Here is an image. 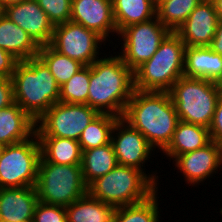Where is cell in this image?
<instances>
[{
  "mask_svg": "<svg viewBox=\"0 0 222 222\" xmlns=\"http://www.w3.org/2000/svg\"><path fill=\"white\" fill-rule=\"evenodd\" d=\"M14 103L13 83L11 78L0 77V110Z\"/></svg>",
  "mask_w": 222,
  "mask_h": 222,
  "instance_id": "cell-34",
  "label": "cell"
},
{
  "mask_svg": "<svg viewBox=\"0 0 222 222\" xmlns=\"http://www.w3.org/2000/svg\"><path fill=\"white\" fill-rule=\"evenodd\" d=\"M218 21L213 1L202 0L176 33L185 46H209L216 33Z\"/></svg>",
  "mask_w": 222,
  "mask_h": 222,
  "instance_id": "cell-16",
  "label": "cell"
},
{
  "mask_svg": "<svg viewBox=\"0 0 222 222\" xmlns=\"http://www.w3.org/2000/svg\"><path fill=\"white\" fill-rule=\"evenodd\" d=\"M41 147L39 162L60 165H81L82 150L77 140L59 137H38Z\"/></svg>",
  "mask_w": 222,
  "mask_h": 222,
  "instance_id": "cell-22",
  "label": "cell"
},
{
  "mask_svg": "<svg viewBox=\"0 0 222 222\" xmlns=\"http://www.w3.org/2000/svg\"><path fill=\"white\" fill-rule=\"evenodd\" d=\"M151 173L146 174L135 167L117 165L93 181L88 186V193L114 208L138 204L159 190V177L156 171Z\"/></svg>",
  "mask_w": 222,
  "mask_h": 222,
  "instance_id": "cell-4",
  "label": "cell"
},
{
  "mask_svg": "<svg viewBox=\"0 0 222 222\" xmlns=\"http://www.w3.org/2000/svg\"><path fill=\"white\" fill-rule=\"evenodd\" d=\"M36 123L16 103L0 110V143L15 144L30 138L35 133Z\"/></svg>",
  "mask_w": 222,
  "mask_h": 222,
  "instance_id": "cell-20",
  "label": "cell"
},
{
  "mask_svg": "<svg viewBox=\"0 0 222 222\" xmlns=\"http://www.w3.org/2000/svg\"><path fill=\"white\" fill-rule=\"evenodd\" d=\"M54 26L70 21L72 0H36Z\"/></svg>",
  "mask_w": 222,
  "mask_h": 222,
  "instance_id": "cell-31",
  "label": "cell"
},
{
  "mask_svg": "<svg viewBox=\"0 0 222 222\" xmlns=\"http://www.w3.org/2000/svg\"><path fill=\"white\" fill-rule=\"evenodd\" d=\"M184 76L217 83L222 77V55L209 46H185Z\"/></svg>",
  "mask_w": 222,
  "mask_h": 222,
  "instance_id": "cell-18",
  "label": "cell"
},
{
  "mask_svg": "<svg viewBox=\"0 0 222 222\" xmlns=\"http://www.w3.org/2000/svg\"><path fill=\"white\" fill-rule=\"evenodd\" d=\"M208 129L210 139L222 145V92L219 95L213 119Z\"/></svg>",
  "mask_w": 222,
  "mask_h": 222,
  "instance_id": "cell-33",
  "label": "cell"
},
{
  "mask_svg": "<svg viewBox=\"0 0 222 222\" xmlns=\"http://www.w3.org/2000/svg\"><path fill=\"white\" fill-rule=\"evenodd\" d=\"M168 92L180 121L209 128L221 93L216 82L182 76Z\"/></svg>",
  "mask_w": 222,
  "mask_h": 222,
  "instance_id": "cell-6",
  "label": "cell"
},
{
  "mask_svg": "<svg viewBox=\"0 0 222 222\" xmlns=\"http://www.w3.org/2000/svg\"><path fill=\"white\" fill-rule=\"evenodd\" d=\"M41 147L37 134L6 145L0 156V188L35 187Z\"/></svg>",
  "mask_w": 222,
  "mask_h": 222,
  "instance_id": "cell-8",
  "label": "cell"
},
{
  "mask_svg": "<svg viewBox=\"0 0 222 222\" xmlns=\"http://www.w3.org/2000/svg\"><path fill=\"white\" fill-rule=\"evenodd\" d=\"M38 201L67 207L88 193L81 165L39 162L35 186Z\"/></svg>",
  "mask_w": 222,
  "mask_h": 222,
  "instance_id": "cell-7",
  "label": "cell"
},
{
  "mask_svg": "<svg viewBox=\"0 0 222 222\" xmlns=\"http://www.w3.org/2000/svg\"><path fill=\"white\" fill-rule=\"evenodd\" d=\"M38 57L50 69L60 87L84 67L79 61L58 53L50 45L40 46Z\"/></svg>",
  "mask_w": 222,
  "mask_h": 222,
  "instance_id": "cell-26",
  "label": "cell"
},
{
  "mask_svg": "<svg viewBox=\"0 0 222 222\" xmlns=\"http://www.w3.org/2000/svg\"><path fill=\"white\" fill-rule=\"evenodd\" d=\"M65 210L67 222H113L115 208L87 193Z\"/></svg>",
  "mask_w": 222,
  "mask_h": 222,
  "instance_id": "cell-25",
  "label": "cell"
},
{
  "mask_svg": "<svg viewBox=\"0 0 222 222\" xmlns=\"http://www.w3.org/2000/svg\"><path fill=\"white\" fill-rule=\"evenodd\" d=\"M217 86L219 87L220 91L222 92V77L217 82Z\"/></svg>",
  "mask_w": 222,
  "mask_h": 222,
  "instance_id": "cell-40",
  "label": "cell"
},
{
  "mask_svg": "<svg viewBox=\"0 0 222 222\" xmlns=\"http://www.w3.org/2000/svg\"><path fill=\"white\" fill-rule=\"evenodd\" d=\"M210 141L208 128L179 121L170 143L162 153L174 161L179 155L202 148Z\"/></svg>",
  "mask_w": 222,
  "mask_h": 222,
  "instance_id": "cell-21",
  "label": "cell"
},
{
  "mask_svg": "<svg viewBox=\"0 0 222 222\" xmlns=\"http://www.w3.org/2000/svg\"><path fill=\"white\" fill-rule=\"evenodd\" d=\"M4 148H5V145L0 143V156L2 155Z\"/></svg>",
  "mask_w": 222,
  "mask_h": 222,
  "instance_id": "cell-41",
  "label": "cell"
},
{
  "mask_svg": "<svg viewBox=\"0 0 222 222\" xmlns=\"http://www.w3.org/2000/svg\"><path fill=\"white\" fill-rule=\"evenodd\" d=\"M184 53V42L171 31L153 56L134 71L135 90L168 92L184 76Z\"/></svg>",
  "mask_w": 222,
  "mask_h": 222,
  "instance_id": "cell-5",
  "label": "cell"
},
{
  "mask_svg": "<svg viewBox=\"0 0 222 222\" xmlns=\"http://www.w3.org/2000/svg\"><path fill=\"white\" fill-rule=\"evenodd\" d=\"M99 115L87 104L57 102L36 122L37 137L79 140L83 130Z\"/></svg>",
  "mask_w": 222,
  "mask_h": 222,
  "instance_id": "cell-9",
  "label": "cell"
},
{
  "mask_svg": "<svg viewBox=\"0 0 222 222\" xmlns=\"http://www.w3.org/2000/svg\"><path fill=\"white\" fill-rule=\"evenodd\" d=\"M3 14L25 30L39 45H50L55 26L36 0L11 4Z\"/></svg>",
  "mask_w": 222,
  "mask_h": 222,
  "instance_id": "cell-14",
  "label": "cell"
},
{
  "mask_svg": "<svg viewBox=\"0 0 222 222\" xmlns=\"http://www.w3.org/2000/svg\"><path fill=\"white\" fill-rule=\"evenodd\" d=\"M37 203L35 187L0 188V222H32Z\"/></svg>",
  "mask_w": 222,
  "mask_h": 222,
  "instance_id": "cell-17",
  "label": "cell"
},
{
  "mask_svg": "<svg viewBox=\"0 0 222 222\" xmlns=\"http://www.w3.org/2000/svg\"><path fill=\"white\" fill-rule=\"evenodd\" d=\"M173 163L187 185L198 186L221 170L222 145L211 140L202 148L179 155Z\"/></svg>",
  "mask_w": 222,
  "mask_h": 222,
  "instance_id": "cell-13",
  "label": "cell"
},
{
  "mask_svg": "<svg viewBox=\"0 0 222 222\" xmlns=\"http://www.w3.org/2000/svg\"><path fill=\"white\" fill-rule=\"evenodd\" d=\"M11 79L14 103L18 104L35 123L59 102L60 86L39 57L18 62Z\"/></svg>",
  "mask_w": 222,
  "mask_h": 222,
  "instance_id": "cell-3",
  "label": "cell"
},
{
  "mask_svg": "<svg viewBox=\"0 0 222 222\" xmlns=\"http://www.w3.org/2000/svg\"><path fill=\"white\" fill-rule=\"evenodd\" d=\"M114 53L115 56L105 54L90 65L87 105L99 114L122 118L135 90L134 72Z\"/></svg>",
  "mask_w": 222,
  "mask_h": 222,
  "instance_id": "cell-2",
  "label": "cell"
},
{
  "mask_svg": "<svg viewBox=\"0 0 222 222\" xmlns=\"http://www.w3.org/2000/svg\"><path fill=\"white\" fill-rule=\"evenodd\" d=\"M105 43L95 31L70 20L55 26L50 46L58 53L90 66L100 58L99 49Z\"/></svg>",
  "mask_w": 222,
  "mask_h": 222,
  "instance_id": "cell-11",
  "label": "cell"
},
{
  "mask_svg": "<svg viewBox=\"0 0 222 222\" xmlns=\"http://www.w3.org/2000/svg\"><path fill=\"white\" fill-rule=\"evenodd\" d=\"M111 144L117 158L118 165L135 167L146 172L147 163L154 153V148L147 139L122 118L114 124L111 134Z\"/></svg>",
  "mask_w": 222,
  "mask_h": 222,
  "instance_id": "cell-12",
  "label": "cell"
},
{
  "mask_svg": "<svg viewBox=\"0 0 222 222\" xmlns=\"http://www.w3.org/2000/svg\"><path fill=\"white\" fill-rule=\"evenodd\" d=\"M4 8L0 4V16L3 14Z\"/></svg>",
  "mask_w": 222,
  "mask_h": 222,
  "instance_id": "cell-42",
  "label": "cell"
},
{
  "mask_svg": "<svg viewBox=\"0 0 222 222\" xmlns=\"http://www.w3.org/2000/svg\"><path fill=\"white\" fill-rule=\"evenodd\" d=\"M90 66H84L60 87L59 102L87 104Z\"/></svg>",
  "mask_w": 222,
  "mask_h": 222,
  "instance_id": "cell-30",
  "label": "cell"
},
{
  "mask_svg": "<svg viewBox=\"0 0 222 222\" xmlns=\"http://www.w3.org/2000/svg\"><path fill=\"white\" fill-rule=\"evenodd\" d=\"M70 20L95 31L105 41L109 34L118 36L112 0H72Z\"/></svg>",
  "mask_w": 222,
  "mask_h": 222,
  "instance_id": "cell-15",
  "label": "cell"
},
{
  "mask_svg": "<svg viewBox=\"0 0 222 222\" xmlns=\"http://www.w3.org/2000/svg\"><path fill=\"white\" fill-rule=\"evenodd\" d=\"M219 21H222V0H213Z\"/></svg>",
  "mask_w": 222,
  "mask_h": 222,
  "instance_id": "cell-37",
  "label": "cell"
},
{
  "mask_svg": "<svg viewBox=\"0 0 222 222\" xmlns=\"http://www.w3.org/2000/svg\"><path fill=\"white\" fill-rule=\"evenodd\" d=\"M158 190L147 200L115 208L113 222H159Z\"/></svg>",
  "mask_w": 222,
  "mask_h": 222,
  "instance_id": "cell-28",
  "label": "cell"
},
{
  "mask_svg": "<svg viewBox=\"0 0 222 222\" xmlns=\"http://www.w3.org/2000/svg\"><path fill=\"white\" fill-rule=\"evenodd\" d=\"M23 1H27V0H0V4L3 8H5L8 5L21 3Z\"/></svg>",
  "mask_w": 222,
  "mask_h": 222,
  "instance_id": "cell-38",
  "label": "cell"
},
{
  "mask_svg": "<svg viewBox=\"0 0 222 222\" xmlns=\"http://www.w3.org/2000/svg\"><path fill=\"white\" fill-rule=\"evenodd\" d=\"M170 32L157 17L147 22L129 25L118 33V38L122 37L123 42L120 43L122 51L117 53L134 72L153 56Z\"/></svg>",
  "mask_w": 222,
  "mask_h": 222,
  "instance_id": "cell-10",
  "label": "cell"
},
{
  "mask_svg": "<svg viewBox=\"0 0 222 222\" xmlns=\"http://www.w3.org/2000/svg\"><path fill=\"white\" fill-rule=\"evenodd\" d=\"M201 1L167 0L156 8V17L166 28L176 32Z\"/></svg>",
  "mask_w": 222,
  "mask_h": 222,
  "instance_id": "cell-29",
  "label": "cell"
},
{
  "mask_svg": "<svg viewBox=\"0 0 222 222\" xmlns=\"http://www.w3.org/2000/svg\"><path fill=\"white\" fill-rule=\"evenodd\" d=\"M0 48L19 62L38 57L40 50L32 37L4 14L0 16Z\"/></svg>",
  "mask_w": 222,
  "mask_h": 222,
  "instance_id": "cell-19",
  "label": "cell"
},
{
  "mask_svg": "<svg viewBox=\"0 0 222 222\" xmlns=\"http://www.w3.org/2000/svg\"><path fill=\"white\" fill-rule=\"evenodd\" d=\"M18 62L10 53L0 48V77L11 78Z\"/></svg>",
  "mask_w": 222,
  "mask_h": 222,
  "instance_id": "cell-35",
  "label": "cell"
},
{
  "mask_svg": "<svg viewBox=\"0 0 222 222\" xmlns=\"http://www.w3.org/2000/svg\"><path fill=\"white\" fill-rule=\"evenodd\" d=\"M117 165L111 142L101 147L82 151V175L87 186L113 170Z\"/></svg>",
  "mask_w": 222,
  "mask_h": 222,
  "instance_id": "cell-24",
  "label": "cell"
},
{
  "mask_svg": "<svg viewBox=\"0 0 222 222\" xmlns=\"http://www.w3.org/2000/svg\"><path fill=\"white\" fill-rule=\"evenodd\" d=\"M112 7L117 33L129 25L156 17L153 0H112Z\"/></svg>",
  "mask_w": 222,
  "mask_h": 222,
  "instance_id": "cell-23",
  "label": "cell"
},
{
  "mask_svg": "<svg viewBox=\"0 0 222 222\" xmlns=\"http://www.w3.org/2000/svg\"><path fill=\"white\" fill-rule=\"evenodd\" d=\"M32 222H67L65 207L38 201Z\"/></svg>",
  "mask_w": 222,
  "mask_h": 222,
  "instance_id": "cell-32",
  "label": "cell"
},
{
  "mask_svg": "<svg viewBox=\"0 0 222 222\" xmlns=\"http://www.w3.org/2000/svg\"><path fill=\"white\" fill-rule=\"evenodd\" d=\"M165 1H167V0H153V3L155 5V7L157 8L160 4H162Z\"/></svg>",
  "mask_w": 222,
  "mask_h": 222,
  "instance_id": "cell-39",
  "label": "cell"
},
{
  "mask_svg": "<svg viewBox=\"0 0 222 222\" xmlns=\"http://www.w3.org/2000/svg\"><path fill=\"white\" fill-rule=\"evenodd\" d=\"M122 119L160 153L170 143L179 117L169 92L134 90Z\"/></svg>",
  "mask_w": 222,
  "mask_h": 222,
  "instance_id": "cell-1",
  "label": "cell"
},
{
  "mask_svg": "<svg viewBox=\"0 0 222 222\" xmlns=\"http://www.w3.org/2000/svg\"><path fill=\"white\" fill-rule=\"evenodd\" d=\"M209 47L216 53L222 55V21H218L216 33Z\"/></svg>",
  "mask_w": 222,
  "mask_h": 222,
  "instance_id": "cell-36",
  "label": "cell"
},
{
  "mask_svg": "<svg viewBox=\"0 0 222 222\" xmlns=\"http://www.w3.org/2000/svg\"><path fill=\"white\" fill-rule=\"evenodd\" d=\"M118 119L110 114H99L81 133L78 140L81 150L85 151L110 143L113 127Z\"/></svg>",
  "mask_w": 222,
  "mask_h": 222,
  "instance_id": "cell-27",
  "label": "cell"
}]
</instances>
